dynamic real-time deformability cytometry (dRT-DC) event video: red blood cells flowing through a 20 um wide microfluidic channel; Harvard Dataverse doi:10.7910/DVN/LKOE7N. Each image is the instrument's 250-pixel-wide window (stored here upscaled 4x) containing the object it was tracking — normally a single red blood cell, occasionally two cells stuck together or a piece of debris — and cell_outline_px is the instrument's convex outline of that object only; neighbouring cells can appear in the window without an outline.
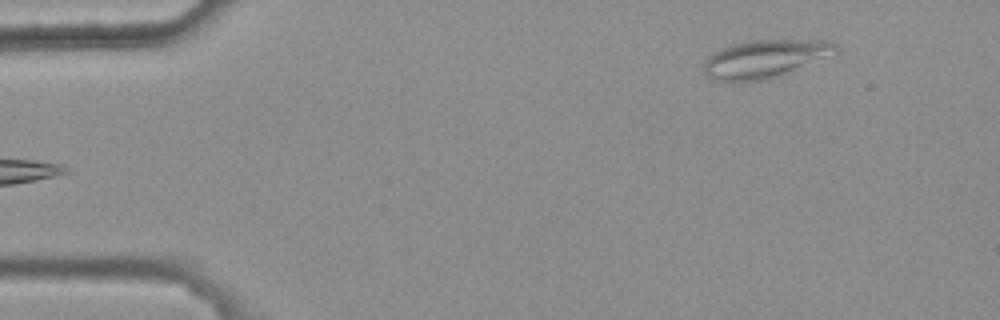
{"species": "common noctule bat (a hibernating species)", "species_latin": "Nyctalus noctula", "temperature_condition": "warm", "stored_images_in_passage": 5, "camera_frame_rate_fps": 3000, "um_per_image_px": 0.085, "animal": {"sex": "female", "body_mass_g": 25.1}, "frame": {"image": 1, "passage_image": 5, "time_ms": 1.333, "image_size_px": [1000, 320], "cell_outline_px": [[840, 48], [836, 52], [764, 80], [712, 80], [704, 72], [704, 60], [712, 52], [720, 48], [732, 44], [748, 40], [832, 40]], "centroid_in_image_um": [64.95, 4.95], "position_along_channel_um": 20.1, "area_um2": 28.44}}